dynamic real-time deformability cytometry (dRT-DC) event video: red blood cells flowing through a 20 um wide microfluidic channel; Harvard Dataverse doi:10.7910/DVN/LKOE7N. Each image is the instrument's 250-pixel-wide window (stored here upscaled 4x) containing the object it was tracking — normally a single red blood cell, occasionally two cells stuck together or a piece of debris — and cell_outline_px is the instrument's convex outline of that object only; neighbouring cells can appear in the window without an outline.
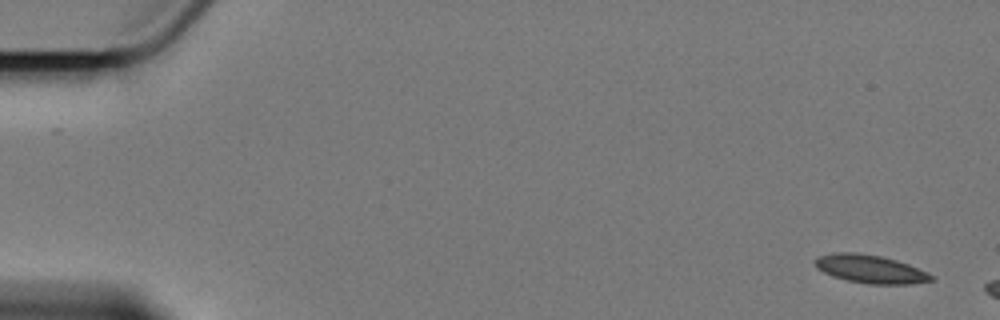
{"species": "Egyptian fruit bat (a non-hibernating species)", "species_latin": "Rousettus aegyptiacus", "temperature_condition": "cold", "stored_images_in_passage": 5, "camera_frame_rate_fps": 3000, "um_per_image_px": 0.085, "animal": {"sex": "female"}, "frame": {"image": 1, "passage_image": 1, "time_ms": 0.0, "image_size_px": [1000, 320], "cell_outline_px": [[936, 280], [912, 284], [868, 284], [848, 280], [832, 276], [816, 268], [816, 256], [832, 252], [856, 252], [880, 256], [896, 260], [908, 264], [928, 272], [936, 276]], "centroid_in_image_um": [74.01, 22.87], "position_along_channel_um": 11.0, "area_um2": 19.31}}